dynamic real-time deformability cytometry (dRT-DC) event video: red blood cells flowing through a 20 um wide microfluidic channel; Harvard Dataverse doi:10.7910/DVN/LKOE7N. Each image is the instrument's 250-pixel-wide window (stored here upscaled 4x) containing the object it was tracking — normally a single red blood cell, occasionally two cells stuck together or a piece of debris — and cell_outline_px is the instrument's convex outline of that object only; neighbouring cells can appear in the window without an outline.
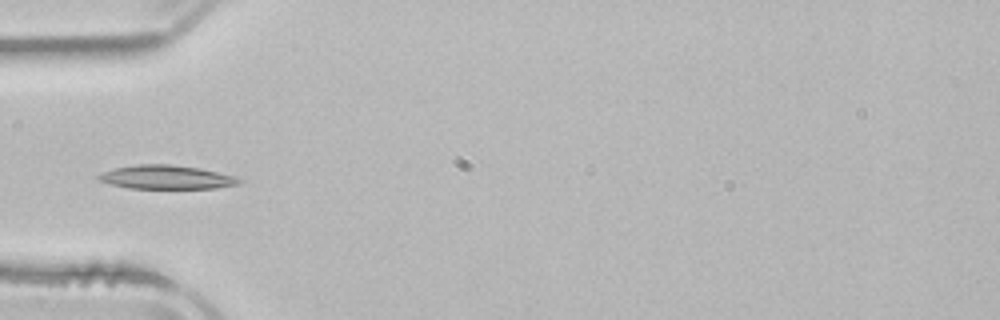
{"species": "common noctule bat (a hibernating species)", "species_latin": "Nyctalus noctula", "temperature_condition": "room temperature", "stored_images_in_passage": 3, "camera_frame_rate_fps": 3000, "um_per_image_px": 0.085, "animal": {"sex": "male", "body_mass_g": 21.5, "forearm_length_mm": 52.0}, "frame": {"image": 1, "passage_image": 3, "time_ms": 2.667, "image_size_px": [1000, 320], "cell_outline_px": [[244, 180], [240, 184], [216, 188], [128, 188], [96, 180], [96, 176], [104, 172], [116, 168], [136, 164], [172, 164], [200, 168], [232, 176]], "centroid_in_image_um": [14.14, 15.06], "position_along_channel_um": 70.9, "area_um2": 19.36}}